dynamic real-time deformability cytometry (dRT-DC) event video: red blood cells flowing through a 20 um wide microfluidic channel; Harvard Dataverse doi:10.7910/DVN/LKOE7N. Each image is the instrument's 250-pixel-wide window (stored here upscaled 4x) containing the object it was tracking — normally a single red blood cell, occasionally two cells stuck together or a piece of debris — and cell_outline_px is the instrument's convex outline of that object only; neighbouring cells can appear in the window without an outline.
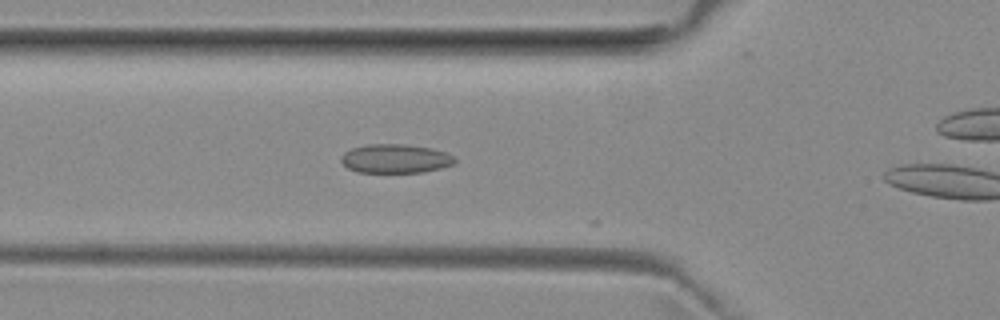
{"species": "common noctule bat (a hibernating species)", "species_latin": "Nyctalus noctula", "temperature_condition": "room temperature", "stored_images_in_passage": 10, "camera_frame_rate_fps": 3000, "um_per_image_px": 0.085, "animal": {"sex": "female", "body_mass_g": 29.2, "forearm_length_mm": 56.3}, "frame": {"image": 1, "passage_image": 9, "time_ms": 2.667, "image_size_px": [1000, 320], "cell_outline_px": [[456, 164], [424, 172], [356, 172], [348, 168], [340, 160], [340, 156], [344, 152], [352, 148], [368, 144], [404, 144], [432, 148], [456, 156]], "centroid_in_image_um": [33.63, 13.48], "position_along_channel_um": 92.2, "area_um2": 19.31}}